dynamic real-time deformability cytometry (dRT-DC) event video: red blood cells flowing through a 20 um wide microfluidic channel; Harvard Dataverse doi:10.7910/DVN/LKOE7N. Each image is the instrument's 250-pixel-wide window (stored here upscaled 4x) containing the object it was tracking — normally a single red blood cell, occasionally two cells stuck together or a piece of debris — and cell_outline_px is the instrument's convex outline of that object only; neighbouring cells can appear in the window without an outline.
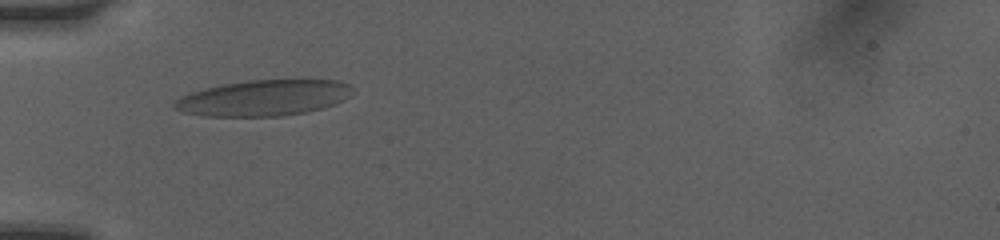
{"species": "human", "species_latin": "Homo sapiens", "temperature_condition": "room temperature", "stored_images_in_passage": 2, "camera_frame_rate_fps": 3000, "um_per_image_px": 0.085, "donor": {"sex": "female"}, "frame": {"image": 1, "passage_image": 1, "time_ms": 0.0, "image_size_px": [1000, 240], "cell_outline_px": [[352, 88], [348, 96], [344, 100], [336, 104], [308, 112], [280, 116], [204, 116], [180, 112], [172, 108], [172, 104], [180, 96], [204, 88], [224, 84], [248, 80], [336, 80], [352, 84]], "centroid_in_image_um": [22.39, 8.33], "position_along_channel_um": 62.6, "area_um2": 37.4}}
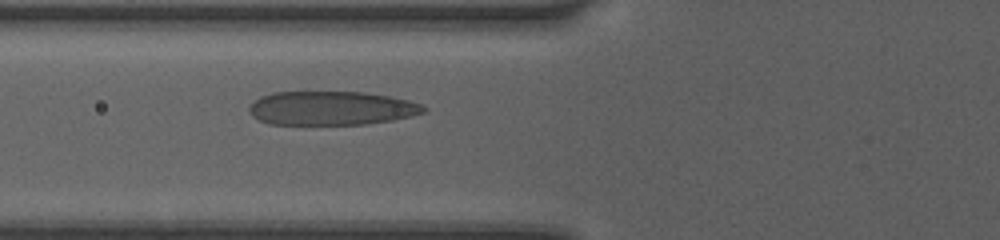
{"frame": {"image": 2, "passage_image": 2, "time_ms": 1.0, "image_size_px": [1000, 240], "cell_outline_px": [[428, 108], [424, 112], [412, 116], [392, 120], [368, 124], [268, 124], [252, 116], [248, 112], [248, 108], [260, 96], [272, 92], [364, 92], [388, 96], [408, 100], [420, 104]], "centroid_in_image_um": [28.16, 9.19], "position_along_channel_um": 97.6, "area_um2": 34.45}}